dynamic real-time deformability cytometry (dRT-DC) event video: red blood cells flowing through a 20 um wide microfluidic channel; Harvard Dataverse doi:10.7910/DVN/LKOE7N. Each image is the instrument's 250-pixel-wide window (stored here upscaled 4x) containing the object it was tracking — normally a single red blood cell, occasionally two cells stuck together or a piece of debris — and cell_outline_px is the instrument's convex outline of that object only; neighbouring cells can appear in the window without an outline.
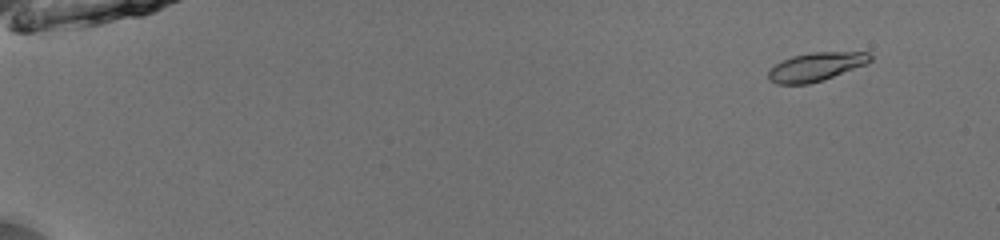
{"species": "common noctule bat (a hibernating species)", "species_latin": "Nyctalus noctula", "temperature_condition": "room temperature", "stored_images_in_passage": 19, "camera_frame_rate_fps": 3000, "um_per_image_px": 0.085, "animal": {"sex": "male", "body_mass_g": 13.0, "forearm_length_mm": 53.1}, "frame": {"image": 1, "passage_image": 6, "time_ms": 1.667, "image_size_px": [1000, 240], "cell_outline_px": [[872, 60], [864, 64], [832, 76], [808, 84], [776, 84], [768, 80], [768, 72], [776, 64], [792, 56], [812, 52], [868, 52], [872, 56]], "centroid_in_image_um": [69.32, 5.67], "position_along_channel_um": 15.7, "area_um2": 16.53}}